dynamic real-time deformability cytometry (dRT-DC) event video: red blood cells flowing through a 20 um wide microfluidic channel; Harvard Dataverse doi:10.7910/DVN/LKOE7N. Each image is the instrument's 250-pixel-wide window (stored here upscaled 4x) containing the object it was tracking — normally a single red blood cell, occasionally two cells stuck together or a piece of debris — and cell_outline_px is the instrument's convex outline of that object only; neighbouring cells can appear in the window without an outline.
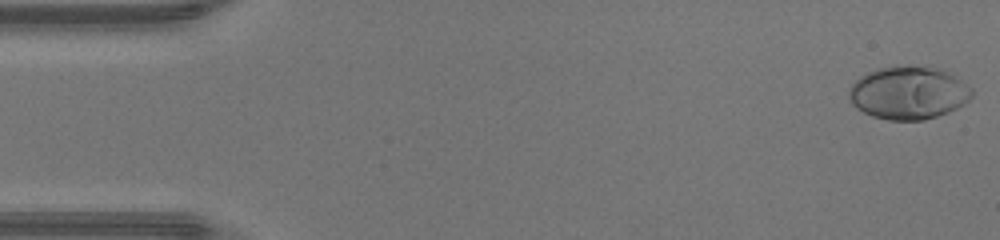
{"species": "human", "species_latin": "Homo sapiens", "temperature_condition": "warm", "stored_images_in_passage": 46, "camera_frame_rate_fps": 3000, "um_per_image_px": 0.085, "donor": {"sex": "male"}, "frame": {"image": 1, "passage_image": 1, "time_ms": 0.0, "image_size_px": [1000, 240], "cell_outline_px": [[972, 96], [964, 104], [948, 112], [924, 120], [888, 120], [872, 116], [856, 108], [852, 104], [848, 96], [848, 92], [852, 84], [860, 76], [876, 68], [896, 64], [936, 68], [960, 80], [972, 88]], "centroid_in_image_um": [77.17, 7.88], "position_along_channel_um": 7.8, "area_um2": 37.92}}
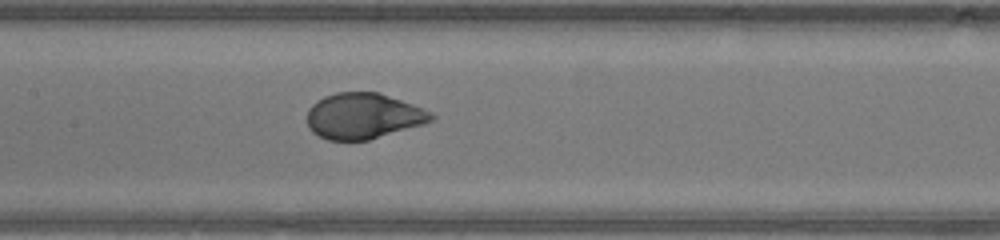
{"frame": {"image": 2, "passage_image": 22, "time_ms": 7.0, "image_size_px": [1000, 240], "cell_outline_px": [[436, 116], [432, 120], [424, 124], [368, 140], [328, 140], [312, 132], [308, 128], [308, 108], [316, 100], [324, 96], [336, 92], [380, 92], [424, 108], [432, 112]], "centroid_in_image_um": [30.89, 9.85], "position_along_channel_um": 176.5, "area_um2": 33.29}}
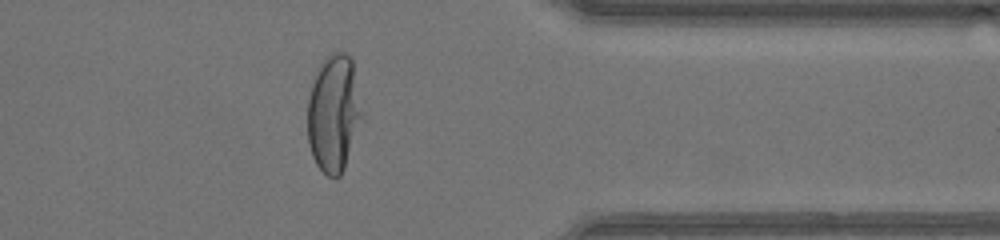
{"frame": {"image": 3, "passage_image": 37, "time_ms": 12.0, "image_size_px": [1000, 240], "cell_outline_px": [[364, 116], [344, 168], [340, 176], [328, 176], [316, 164], [312, 156], [308, 144], [308, 100], [316, 68], [332, 52], [344, 52], [352, 60], [364, 112]], "centroid_in_image_um": [28.39, 9.62], "position_along_channel_um": 383.0, "area_um2": 37.45}, "authors_computed_cell_mechanics": {"area_um2": 35.0557, "velocity_mm_per_s": 4.4368, "shape_relaxation_time_tau1_ms": 3.5327, "shape_relaxation_time_tau2_ms": null, "deformation_change_tau1": 0.2362, "deformation_change_tau2": null}}